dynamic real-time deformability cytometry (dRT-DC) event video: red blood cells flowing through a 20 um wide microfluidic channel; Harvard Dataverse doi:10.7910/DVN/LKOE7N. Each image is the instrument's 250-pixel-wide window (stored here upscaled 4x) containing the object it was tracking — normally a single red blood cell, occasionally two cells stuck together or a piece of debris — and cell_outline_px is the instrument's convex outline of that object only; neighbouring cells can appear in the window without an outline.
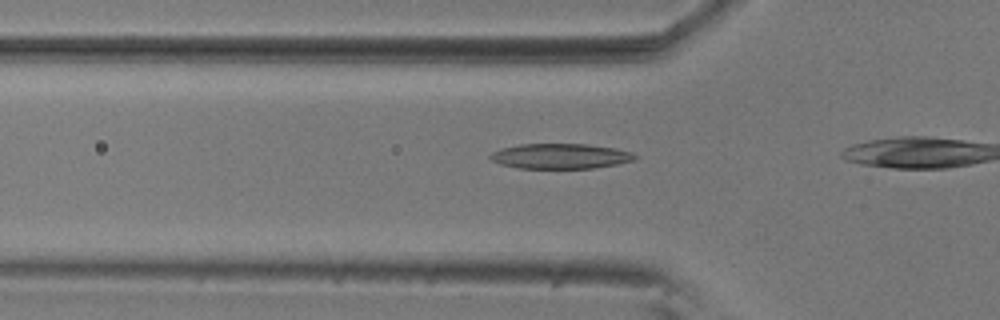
{"species": "common noctule bat (a hibernating species)", "species_latin": "Nyctalus noctula", "temperature_condition": "room temperature", "stored_images_in_passage": 7, "camera_frame_rate_fps": 3000, "um_per_image_px": 0.085, "animal": {"sex": "male", "body_mass_g": 20.5, "forearm_length_mm": 52.5}, "frame": {"image": 1, "passage_image": 5, "time_ms": 1.333, "image_size_px": [1000, 320], "cell_outline_px": [[636, 160], [616, 164], [592, 168], [516, 168], [500, 164], [492, 160], [488, 156], [492, 152], [500, 148], [520, 144], [588, 144], [616, 148], [632, 152], [636, 156]], "centroid_in_image_um": [47.62, 13.27], "position_along_channel_um": 78.2, "area_um2": 21.27}}